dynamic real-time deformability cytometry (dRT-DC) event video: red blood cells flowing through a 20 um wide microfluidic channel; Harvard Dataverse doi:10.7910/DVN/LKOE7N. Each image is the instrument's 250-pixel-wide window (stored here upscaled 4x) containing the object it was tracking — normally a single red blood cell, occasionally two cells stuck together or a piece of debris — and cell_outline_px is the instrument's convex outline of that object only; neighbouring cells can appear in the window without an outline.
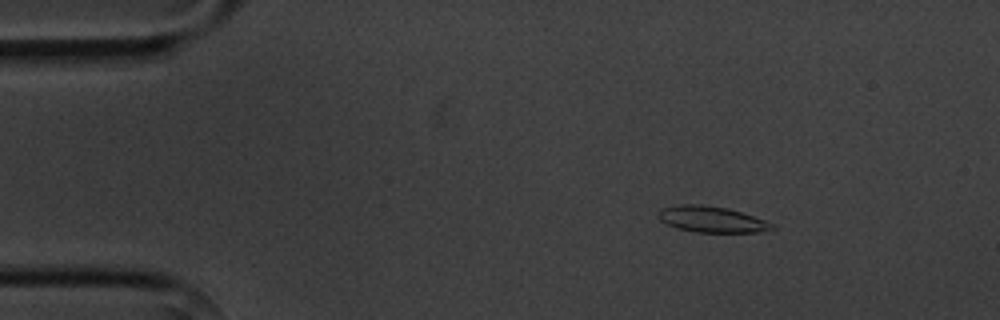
{"species": "common noctule bat (a hibernating species)", "species_latin": "Nyctalus noctula", "temperature_condition": "cold", "stored_images_in_passage": 5, "camera_frame_rate_fps": 3000, "um_per_image_px": 0.085, "animal": {"sex": "male", "body_mass_g": 20.1, "forearm_length_mm": 53.5}, "frame": {"image": 1, "passage_image": 2, "time_ms": 1.333, "image_size_px": [1000, 320], "cell_outline_px": [[776, 228], [764, 232], [696, 232], [676, 228], [660, 220], [656, 212], [660, 208], [680, 204], [700, 204], [728, 208], [776, 224]], "centroid_in_image_um": [60.49, 18.64], "position_along_channel_um": 24.5, "area_um2": 17.4}}